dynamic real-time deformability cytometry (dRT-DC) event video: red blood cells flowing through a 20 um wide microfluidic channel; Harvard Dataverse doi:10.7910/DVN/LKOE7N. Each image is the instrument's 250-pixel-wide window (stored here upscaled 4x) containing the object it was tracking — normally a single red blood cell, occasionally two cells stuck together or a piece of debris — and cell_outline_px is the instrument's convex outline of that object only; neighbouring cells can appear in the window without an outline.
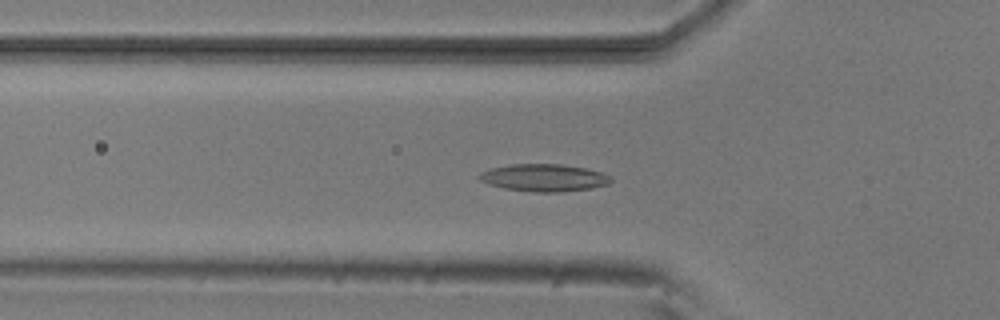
{"species": "common noctule bat (a hibernating species)", "species_latin": "Nyctalus noctula", "temperature_condition": "room temperature", "stored_images_in_passage": 53, "camera_frame_rate_fps": 3000, "um_per_image_px": 0.085, "animal": {"sex": "male", "body_mass_g": 20.5, "forearm_length_mm": 52.5}, "frame": {"image": 1, "passage_image": 18, "time_ms": 5.667, "image_size_px": [1000, 320], "cell_outline_px": [[612, 180], [608, 184], [592, 188], [560, 192], [532, 192], [504, 188], [488, 184], [480, 180], [476, 176], [480, 172], [492, 168], [512, 164], [560, 164], [584, 168], [600, 172], [612, 176]], "centroid_in_image_um": [46.22, 15.11], "position_along_channel_um": 79.6, "area_um2": 20.98}}
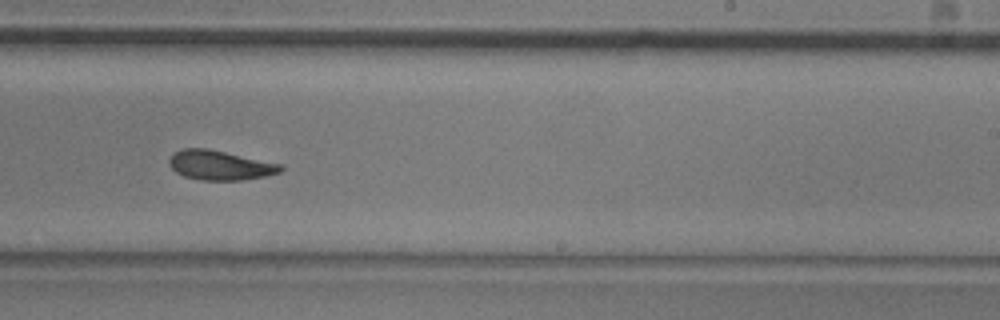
{"frame": {"image": 2, "passage_image": 33, "time_ms": 10.667, "image_size_px": [1000, 320], "cell_outline_px": [[284, 168], [280, 172], [264, 176], [244, 180], [200, 180], [184, 176], [176, 172], [168, 164], [168, 160], [176, 152], [184, 148], [208, 148], [284, 164]], "centroid_in_image_um": [18.73, 14.04], "position_along_channel_um": 270.3, "area_um2": 19.31}}
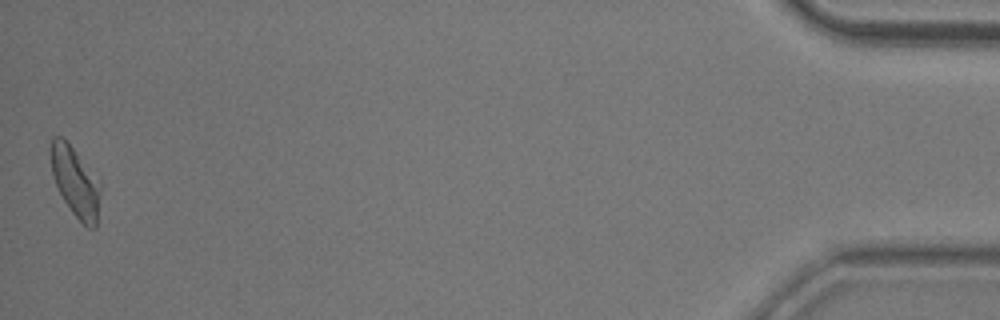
{"frame": {"image": 3, "passage_image": 53, "time_ms": 17.333, "image_size_px": [1000, 320], "cell_outline_px": [[100, 188], [96, 228], [88, 228], [72, 212], [64, 200], [56, 184], [52, 172], [48, 152], [52, 136], [64, 136], [100, 180]], "centroid_in_image_um": [6.38, 15.37], "position_along_channel_um": 428.8, "area_um2": 20.4}, "authors_computed_cell_mechanics": {"area_um2": 19.4208, "velocity_mm_per_s": 3.8088, "shape_relaxation_time_tau1_ms": 4.8557, "shape_relaxation_time_tau2_ms": 7.5785, "deformation_change_tau1": 0.1303, "deformation_change_tau2": 0.1795}}